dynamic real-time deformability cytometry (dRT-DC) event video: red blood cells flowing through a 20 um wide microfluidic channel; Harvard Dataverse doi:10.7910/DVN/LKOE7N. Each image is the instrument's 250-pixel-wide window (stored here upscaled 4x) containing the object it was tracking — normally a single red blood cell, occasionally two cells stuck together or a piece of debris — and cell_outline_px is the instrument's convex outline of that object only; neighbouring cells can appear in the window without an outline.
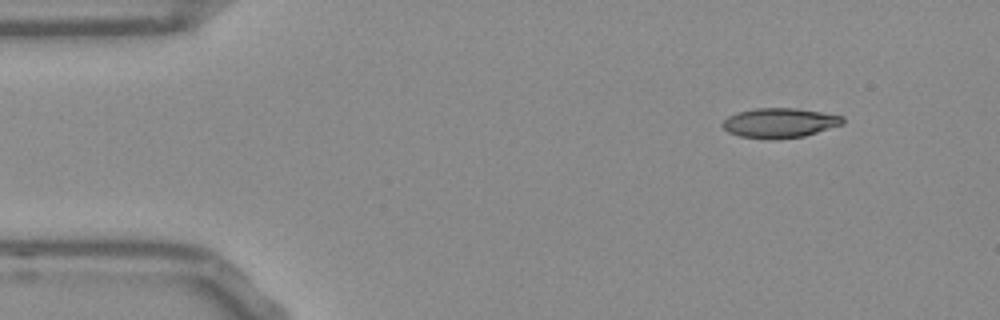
{"species": "Egyptian fruit bat (a non-hibernating species)", "species_latin": "Rousettus aegyptiacus", "temperature_condition": "room temperature", "stored_images_in_passage": 48, "camera_frame_rate_fps": 3000, "um_per_image_px": 0.085, "frame": {"image": 1, "passage_image": 1, "time_ms": 0.0, "image_size_px": [1000, 320], "cell_outline_px": [[844, 124], [804, 136], [740, 136], [728, 132], [720, 124], [728, 116], [736, 112], [756, 108], [796, 108], [844, 116]], "centroid_in_image_um": [66.29, 10.39], "position_along_channel_um": 18.7, "area_um2": 20.0}}
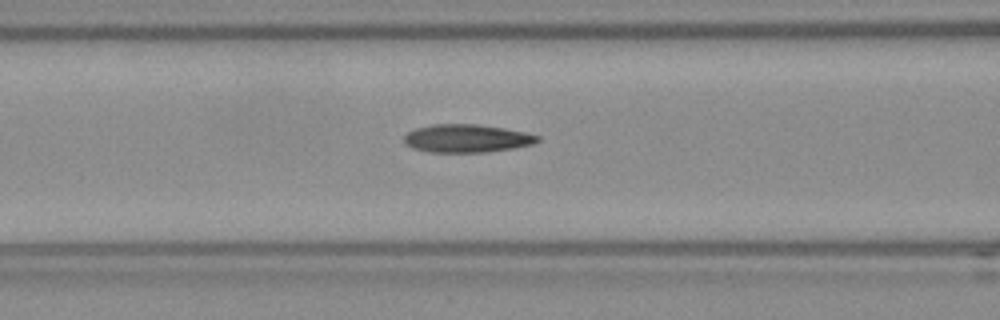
{"frame": {"image": 2, "passage_image": 16, "time_ms": 5.0, "image_size_px": [1000, 320], "cell_outline_px": [[540, 140], [532, 144], [512, 148], [484, 152], [432, 152], [412, 148], [404, 144], [404, 136], [408, 132], [416, 128], [432, 124], [476, 124], [504, 128], [524, 132], [540, 136]], "centroid_in_image_um": [39.65, 11.76], "position_along_channel_um": 127.0, "area_um2": 21.73}}
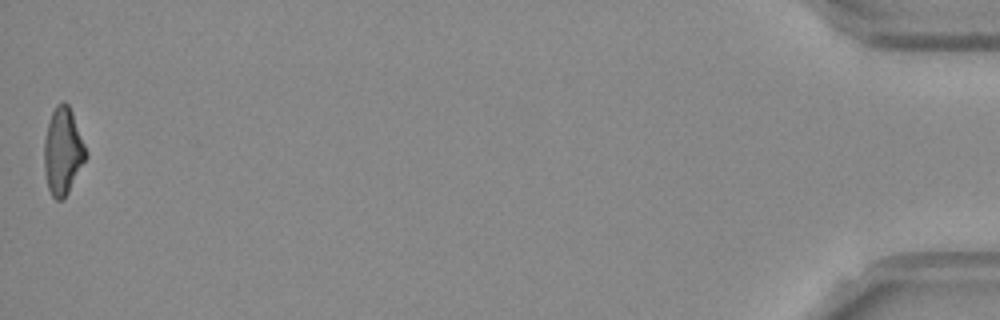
{"frame": {"image": 3, "passage_image": 48, "time_ms": 15.667, "image_size_px": [1000, 320], "cell_outline_px": [[88, 156], [64, 200], [56, 200], [52, 196], [48, 188], [44, 172], [44, 140], [48, 124], [52, 112], [56, 104], [64, 100], [68, 104], [72, 112], [88, 152]], "centroid_in_image_um": [5.35, 12.87], "position_along_channel_um": 429.9, "area_um2": 21.33}, "authors_computed_cell_mechanics": {"area_um2": 21.386, "velocity_mm_per_s": 3.8004, "shape_relaxation_time_tau1_ms": 6.5355, "shape_relaxation_time_tau2_ms": 2.6955, "deformation_change_tau1": 0.2094, "deformation_change_tau2": 0.1252}}